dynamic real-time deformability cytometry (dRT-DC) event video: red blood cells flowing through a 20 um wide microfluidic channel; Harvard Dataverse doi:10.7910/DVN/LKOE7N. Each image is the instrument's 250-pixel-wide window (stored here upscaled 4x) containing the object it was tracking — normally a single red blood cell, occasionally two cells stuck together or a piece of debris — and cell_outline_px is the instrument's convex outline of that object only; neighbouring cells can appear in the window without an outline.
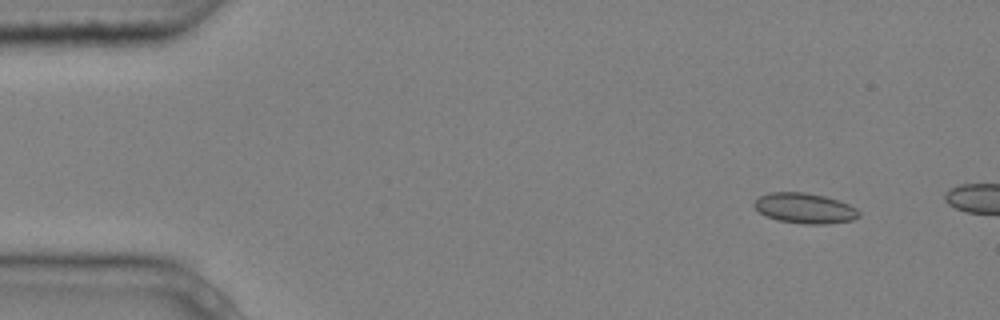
{"species": "common noctule bat (a hibernating species)", "species_latin": "Nyctalus noctula", "temperature_condition": "cold", "stored_images_in_passage": 3, "camera_frame_rate_fps": 3000, "um_per_image_px": 0.085, "animal": {"sex": "male", "body_mass_g": 20.4}, "frame": {"image": 1, "passage_image": 1, "time_ms": 0.0, "image_size_px": [1000, 320], "cell_outline_px": [[860, 216], [852, 220], [824, 224], [804, 224], [776, 220], [760, 212], [752, 204], [760, 196], [768, 192], [804, 192], [824, 196], [848, 204], [856, 208], [860, 212]], "centroid_in_image_um": [68.4, 17.7], "position_along_channel_um": 16.6, "area_um2": 18.38}}